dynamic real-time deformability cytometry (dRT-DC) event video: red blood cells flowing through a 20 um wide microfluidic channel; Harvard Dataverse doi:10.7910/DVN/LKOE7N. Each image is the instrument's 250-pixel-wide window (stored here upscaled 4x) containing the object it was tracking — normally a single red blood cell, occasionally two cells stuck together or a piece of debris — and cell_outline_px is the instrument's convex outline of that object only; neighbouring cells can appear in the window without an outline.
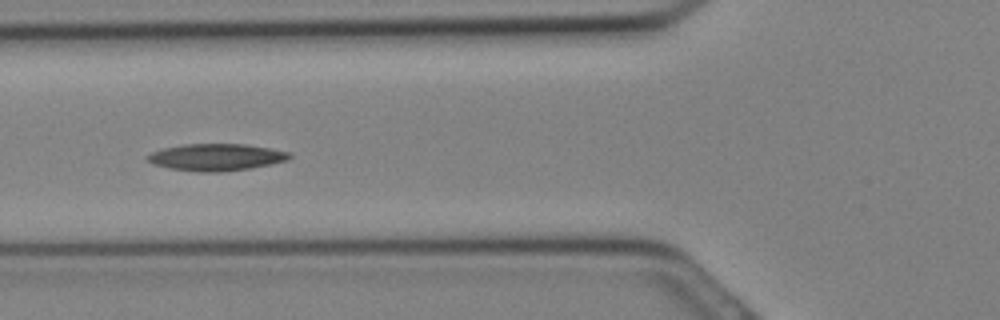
{"species": "Egyptian fruit bat (a non-hibernating species)", "species_latin": "Rousettus aegyptiacus", "temperature_condition": "cold", "stored_images_in_passage": 14, "camera_frame_rate_fps": 3000, "um_per_image_px": 0.085, "animal": {"sex": "female"}, "frame": {"image": 1, "passage_image": 5, "time_ms": 1.333, "image_size_px": [1000, 320], "cell_outline_px": [[292, 156], [288, 160], [272, 164], [252, 168], [224, 172], [200, 172], [168, 168], [152, 164], [144, 156], [160, 148], [180, 144], [244, 144], [272, 148], [292, 152]], "centroid_in_image_um": [18.38, 13.36], "position_along_channel_um": 107.4, "area_um2": 22.77}}
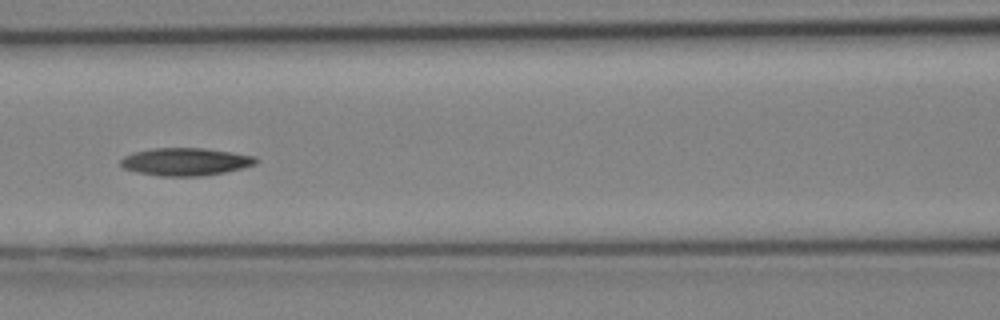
{"frame": {"image": 2, "passage_image": 7, "time_ms": 2.0, "image_size_px": [1000, 320], "cell_outline_px": [[260, 160], [256, 164], [224, 172], [204, 176], [160, 176], [140, 172], [124, 168], [120, 164], [120, 160], [124, 156], [132, 152], [156, 148], [204, 148], [232, 152], [256, 156]], "centroid_in_image_um": [15.79, 13.74], "position_along_channel_um": 150.8, "area_um2": 21.79}}
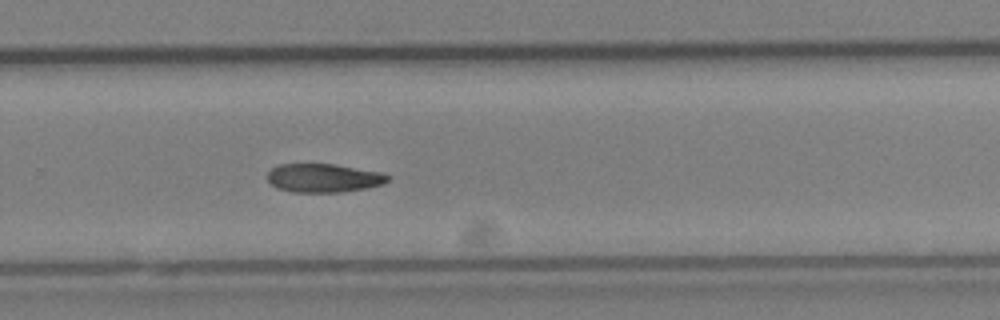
{"frame": {"image": 3, "passage_image": 14, "time_ms": 4.333, "image_size_px": [1000, 320], "cell_outline_px": [[392, 176], [384, 184], [364, 188], [340, 192], [292, 192], [276, 188], [268, 180], [268, 172], [272, 168], [280, 164], [336, 164], [380, 172]], "centroid_in_image_um": [27.51, 15.13], "position_along_channel_um": 302.3, "area_um2": 20.06}}